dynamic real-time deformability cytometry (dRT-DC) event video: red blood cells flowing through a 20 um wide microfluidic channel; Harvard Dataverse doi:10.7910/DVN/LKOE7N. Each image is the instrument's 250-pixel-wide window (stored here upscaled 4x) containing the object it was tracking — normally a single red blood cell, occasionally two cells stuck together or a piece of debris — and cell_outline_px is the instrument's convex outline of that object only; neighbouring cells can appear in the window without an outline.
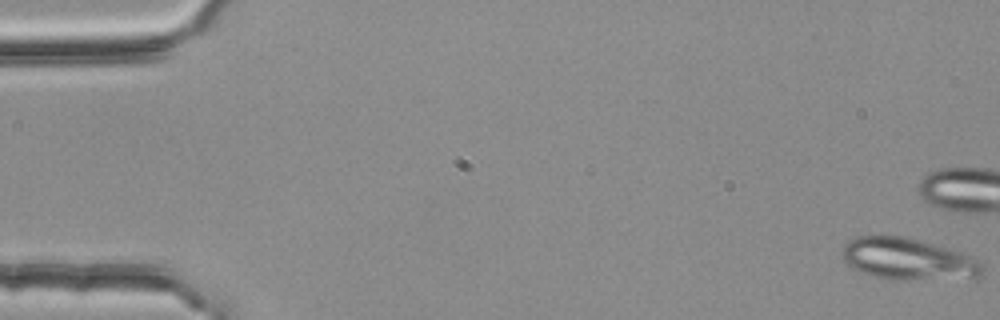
{"species": "common noctule bat (a hibernating species)", "species_latin": "Nyctalus noctula", "temperature_condition": "room temperature", "stored_images_in_passage": 54, "segment_of_instrument_passage": [1, 2], "camera_frame_rate_fps": 3000, "um_per_image_px": 0.085, "animal": {"sex": "female", "body_mass_g": 25.1}, "frame": {"image": 1, "passage_image": 1, "time_ms": 0.0, "image_size_px": [1000, 320], "cell_outline_px": [[984, 272], [976, 276], [916, 280], [888, 280], [868, 276], [852, 268], [844, 260], [840, 252], [844, 244], [848, 240], [856, 236], [876, 232], [908, 236], [960, 252], [972, 256], [980, 260], [984, 264]], "centroid_in_image_um": [77.07, 21.97], "position_along_channel_um": 7.9, "area_um2": 35.26}}